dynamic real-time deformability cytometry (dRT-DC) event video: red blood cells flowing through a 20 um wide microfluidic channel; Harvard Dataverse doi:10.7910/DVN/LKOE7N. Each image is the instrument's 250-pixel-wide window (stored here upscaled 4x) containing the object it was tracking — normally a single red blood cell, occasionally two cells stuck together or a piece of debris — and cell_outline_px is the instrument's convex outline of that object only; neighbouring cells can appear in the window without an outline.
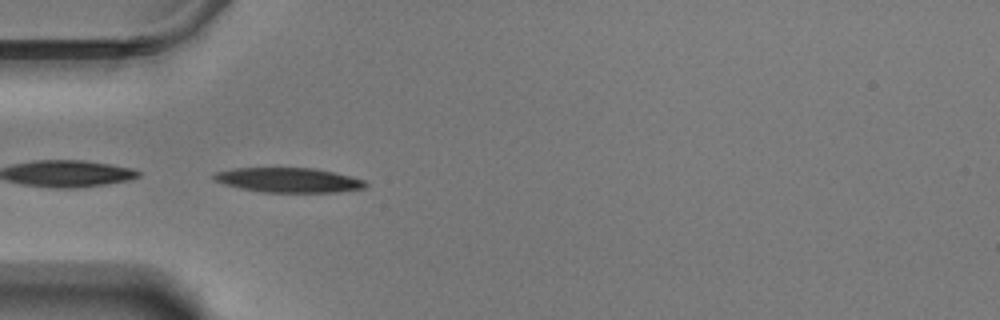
{"species": "Egyptian fruit bat (a non-hibernating species)", "species_latin": "Rousettus aegyptiacus", "temperature_condition": "warm", "stored_images_in_passage": 35, "camera_frame_rate_fps": 3000, "um_per_image_px": 0.085, "animal": {"sex": "male"}, "frame": {"image": 1, "passage_image": 1, "time_ms": 0.0, "image_size_px": [1000, 320], "cell_outline_px": [[368, 184], [364, 188], [336, 192], [264, 192], [224, 184], [216, 180], [212, 176], [216, 172], [232, 168], [316, 168], [364, 180]], "centroid_in_image_um": [24.53, 15.3], "position_along_channel_um": 60.5, "area_um2": 21.44}}
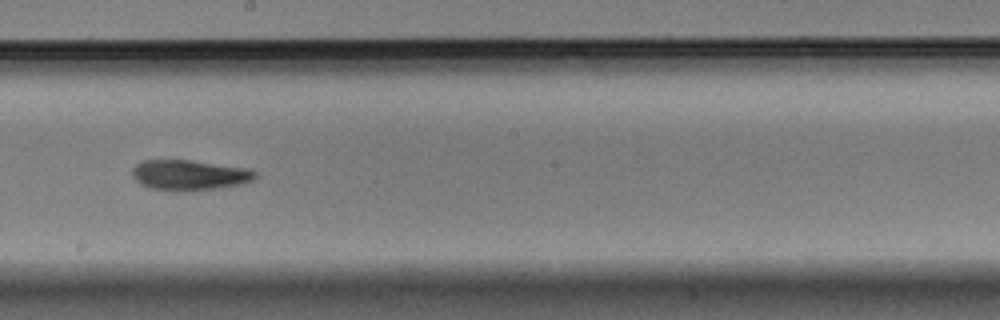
{"frame": {"image": 2, "passage_image": 16, "time_ms": 5.0, "image_size_px": [1000, 320], "cell_outline_px": [[256, 176], [252, 180], [240, 184], [220, 188], [176, 192], [152, 188], [140, 184], [132, 176], [132, 168], [136, 164], [144, 160], [192, 160], [252, 168], [256, 172]], "centroid_in_image_um": [16.11, 14.88], "position_along_channel_um": 232.1, "area_um2": 22.02}}
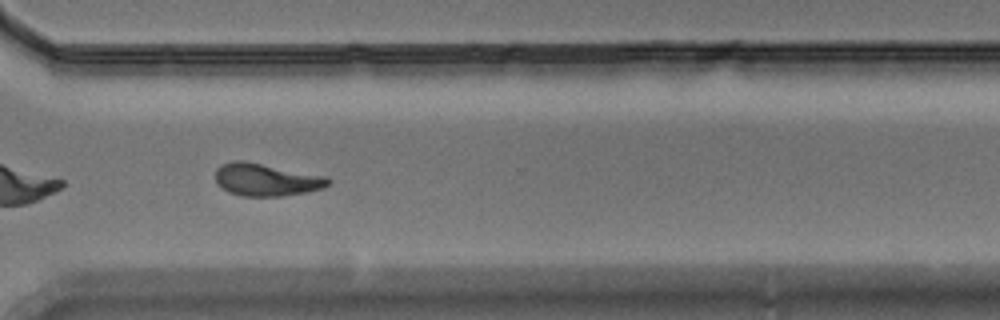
{"frame": {"image": 3, "passage_image": 26, "time_ms": 8.333, "image_size_px": [1000, 320], "cell_outline_px": [[332, 180], [324, 188], [304, 192], [280, 196], [244, 196], [228, 192], [216, 180], [216, 168], [220, 164], [236, 160], [244, 160], [328, 176]], "centroid_in_image_um": [22.65, 15.25], "position_along_channel_um": 347.9, "area_um2": 21.39}, "authors_computed_cell_mechanics": {"area_um2": 21.4438, "velocity_mm_per_s": 3.4834, "shape_relaxation_time_tau1_ms": 5.5997, "shape_relaxation_time_tau2_ms": 4.8558, "deformation_change_tau1": 0.1886, "deformation_change_tau2": 0.1186}}